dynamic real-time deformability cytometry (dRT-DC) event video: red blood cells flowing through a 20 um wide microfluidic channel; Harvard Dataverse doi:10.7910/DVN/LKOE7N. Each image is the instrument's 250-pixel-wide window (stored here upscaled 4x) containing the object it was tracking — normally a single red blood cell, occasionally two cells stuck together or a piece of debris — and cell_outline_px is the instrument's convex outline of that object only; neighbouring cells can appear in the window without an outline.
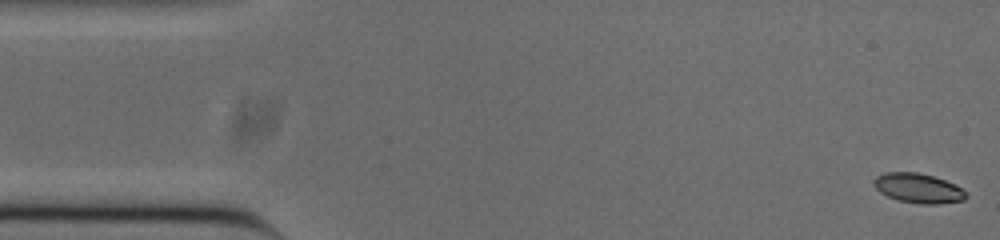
{"species": "common noctule bat (a hibernating species)", "species_latin": "Nyctalus noctula", "temperature_condition": "cold", "stored_images_in_passage": 53, "camera_frame_rate_fps": 3000, "um_per_image_px": 0.085, "animal": {"sex": "male", "body_mass_g": 20.0, "forearm_length_mm": 53.3}, "frame": {"image": 1, "passage_image": 1, "time_ms": 0.0, "image_size_px": [1000, 240], "cell_outline_px": [[968, 196], [964, 200], [936, 204], [920, 204], [896, 200], [880, 192], [872, 184], [872, 180], [876, 176], [884, 172], [916, 172], [932, 176], [956, 184]], "centroid_in_image_um": [78.01, 15.99], "position_along_channel_um": 7.0, "area_um2": 15.95}}
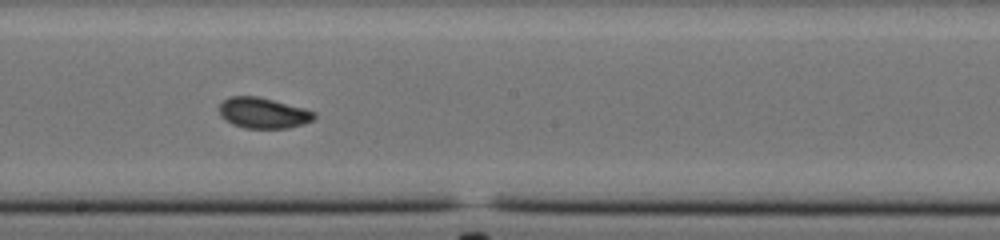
{"frame": {"image": 2, "passage_image": 28, "time_ms": 9.0, "image_size_px": [1000, 240], "cell_outline_px": [[316, 116], [312, 120], [304, 124], [288, 128], [244, 128], [232, 124], [224, 120], [220, 116], [220, 104], [224, 100], [232, 96], [256, 96], [304, 108], [316, 112]], "centroid_in_image_um": [22.37, 9.61], "position_along_channel_um": 225.8, "area_um2": 16.94}}
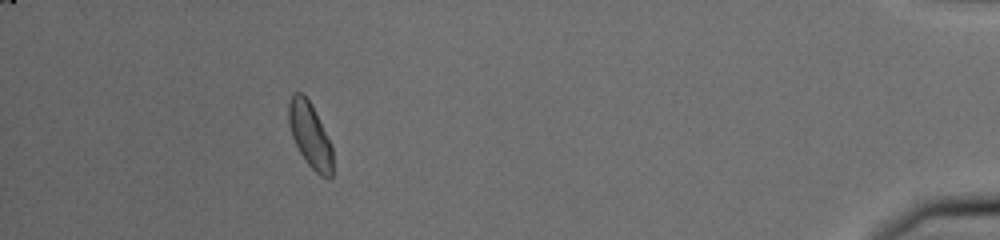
{"frame": {"image": 3, "passage_image": 48, "time_ms": 15.667, "image_size_px": [1000, 240], "cell_outline_px": [[332, 176], [328, 180], [320, 176], [308, 164], [300, 152], [292, 136], [288, 124], [288, 104], [292, 96], [296, 92], [304, 92], [332, 144]], "centroid_in_image_um": [26.35, 11.5], "position_along_channel_um": 408.8, "area_um2": 16.59}, "authors_computed_cell_mechanics": {"area_um2": 16.5886, "velocity_mm_per_s": 3.7664, "shape_relaxation_time_tau1_ms": 3.6798, "shape_relaxation_time_tau2_ms": 1.8022, "deformation_change_tau1": 0.1209, "deformation_change_tau2": 0.0468}}